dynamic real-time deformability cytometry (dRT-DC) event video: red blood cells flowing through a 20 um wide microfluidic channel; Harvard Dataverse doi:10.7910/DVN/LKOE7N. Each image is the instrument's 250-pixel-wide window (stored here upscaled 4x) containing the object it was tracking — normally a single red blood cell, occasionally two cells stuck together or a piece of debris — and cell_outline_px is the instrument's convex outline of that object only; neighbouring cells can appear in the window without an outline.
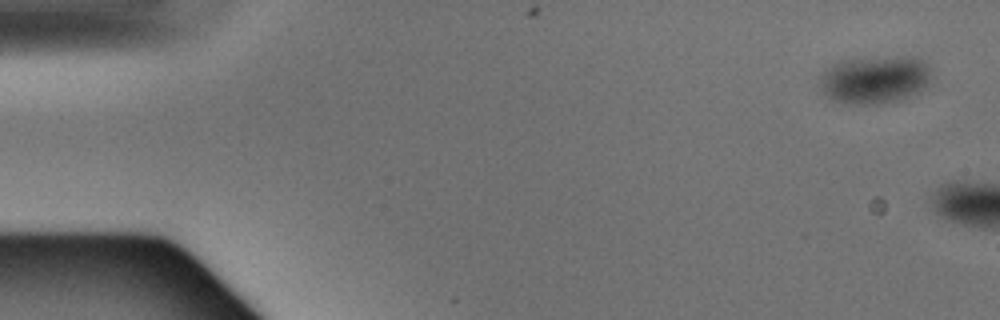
{"species": "Egyptian fruit bat (a non-hibernating species)", "species_latin": "Rousettus aegyptiacus", "temperature_condition": "warm", "stored_images_in_passage": 3, "camera_frame_rate_fps": 3000, "um_per_image_px": 0.085, "animal": {"sex": "male"}, "frame": {"image": 1, "passage_image": 1, "time_ms": 0.0, "image_size_px": [1000, 320], "cell_outline_px": [[928, 80], [924, 88], [920, 92], [904, 100], [880, 104], [848, 104], [832, 100], [824, 96], [816, 80], [816, 76], [824, 68], [836, 60], [896, 56], [912, 56], [924, 60], [928, 64]], "centroid_in_image_um": [74.25, 6.77], "position_along_channel_um": 10.8, "area_um2": 32.25}}